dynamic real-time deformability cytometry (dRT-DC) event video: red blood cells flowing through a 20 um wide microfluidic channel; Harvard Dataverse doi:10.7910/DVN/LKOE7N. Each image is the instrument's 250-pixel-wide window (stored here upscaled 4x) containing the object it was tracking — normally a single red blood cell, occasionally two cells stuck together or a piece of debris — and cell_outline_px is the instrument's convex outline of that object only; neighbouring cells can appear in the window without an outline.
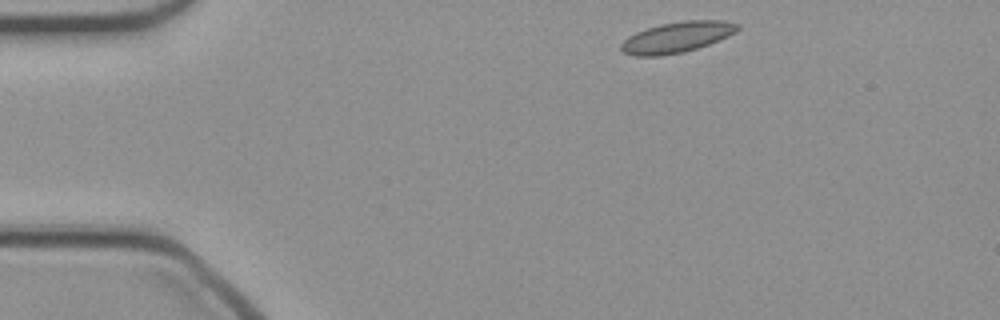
{"species": "common noctule bat (a hibernating species)", "species_latin": "Nyctalus noctula", "temperature_condition": "cold", "stored_images_in_passage": 41, "camera_frame_rate_fps": 3000, "um_per_image_px": 0.085, "animal": {"sex": "female", "body_mass_g": 21.9}, "frame": {"image": 1, "passage_image": 1, "time_ms": 0.0, "image_size_px": [1000, 320], "cell_outline_px": [[740, 28], [736, 32], [728, 36], [708, 44], [684, 52], [660, 56], [636, 56], [624, 52], [620, 48], [620, 44], [628, 36], [636, 32], [660, 24], [684, 20], [724, 20], [740, 24]], "centroid_in_image_um": [57.55, 3.15], "position_along_channel_um": 27.5, "area_um2": 20.87}}
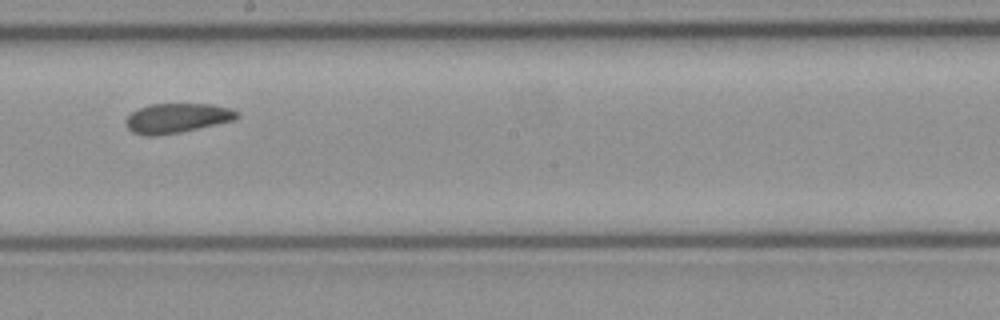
{"frame": {"image": 2, "passage_image": 20, "time_ms": 6.333, "image_size_px": [1000, 320], "cell_outline_px": [[240, 116], [236, 120], [180, 132], [156, 136], [140, 136], [132, 132], [124, 124], [124, 120], [132, 112], [140, 108], [152, 104], [212, 104], [228, 108], [240, 112]], "centroid_in_image_um": [15.03, 10.05], "position_along_channel_um": 233.2, "area_um2": 19.36}}
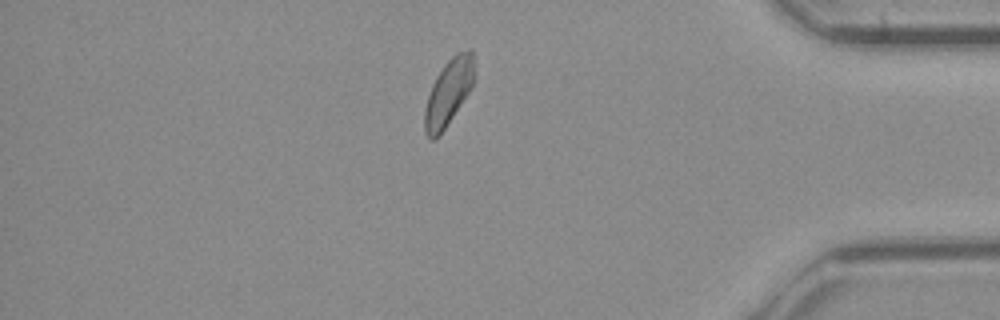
{"frame": {"image": 3, "passage_image": 34, "time_ms": 11.0, "image_size_px": [1000, 320], "cell_outline_px": [[472, 88], [440, 136], [436, 140], [432, 140], [424, 132], [424, 112], [428, 96], [432, 84], [436, 76], [444, 64], [456, 52], [468, 48], [472, 48]], "centroid_in_image_um": [38.09, 7.88], "position_along_channel_um": 397.1, "area_um2": 19.07}}